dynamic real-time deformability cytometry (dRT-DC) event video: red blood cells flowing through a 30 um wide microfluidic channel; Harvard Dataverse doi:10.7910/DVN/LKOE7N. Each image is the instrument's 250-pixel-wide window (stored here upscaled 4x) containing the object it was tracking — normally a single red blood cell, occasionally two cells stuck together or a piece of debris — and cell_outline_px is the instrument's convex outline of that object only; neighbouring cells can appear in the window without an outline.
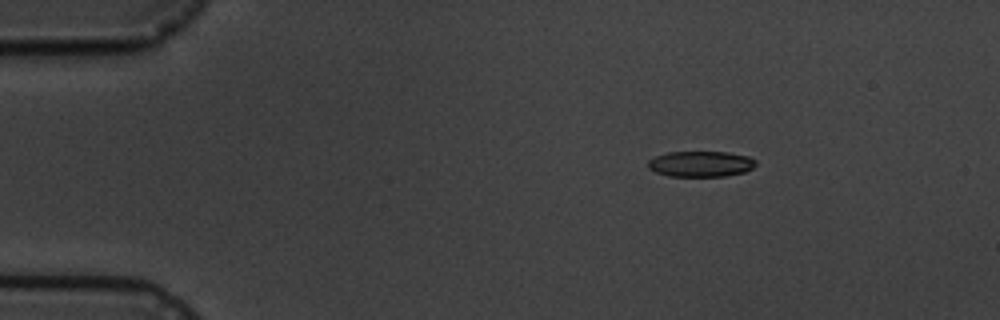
{"species": "common noctule bat (a hibernating species)", "species_latin": "Nyctalus noctula", "temperature_condition": "cold", "stored_images_in_passage": 4, "camera_frame_rate_fps": 3000, "um_per_image_px": 0.085, "animal": {"sex": "male", "body_mass_g": 19.5, "forearm_length_mm": 54.6}, "frame": {"image": 1, "passage_image": 1, "time_ms": 0.0, "image_size_px": [1000, 320], "cell_outline_px": [[756, 164], [752, 168], [744, 172], [724, 176], [668, 176], [656, 172], [648, 168], [648, 160], [656, 156], [668, 152], [728, 152], [748, 156], [756, 160]], "centroid_in_image_um": [59.56, 13.93], "position_along_channel_um": 25.4, "area_um2": 16.13}}
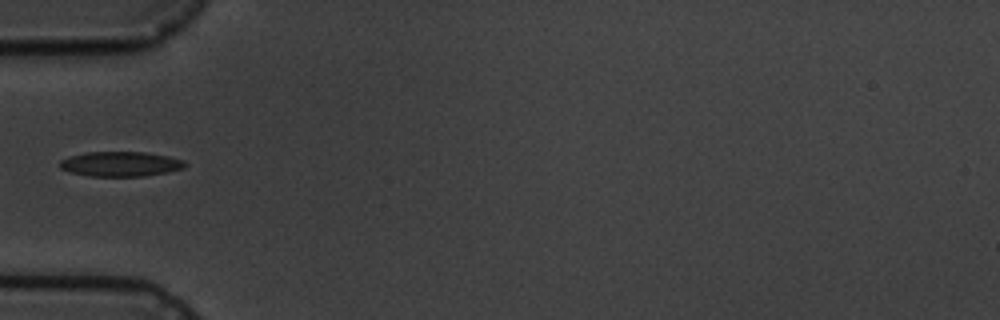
{"frame": {"image": 2, "passage_image": 4, "time_ms": 3.333, "image_size_px": [1000, 320], "cell_outline_px": [[188, 164], [184, 168], [168, 172], [144, 176], [88, 176], [68, 172], [60, 168], [60, 160], [84, 152], [144, 152], [168, 156], [184, 160]], "centroid_in_image_um": [10.26, 13.94], "position_along_channel_um": 74.7, "area_um2": 18.21}}